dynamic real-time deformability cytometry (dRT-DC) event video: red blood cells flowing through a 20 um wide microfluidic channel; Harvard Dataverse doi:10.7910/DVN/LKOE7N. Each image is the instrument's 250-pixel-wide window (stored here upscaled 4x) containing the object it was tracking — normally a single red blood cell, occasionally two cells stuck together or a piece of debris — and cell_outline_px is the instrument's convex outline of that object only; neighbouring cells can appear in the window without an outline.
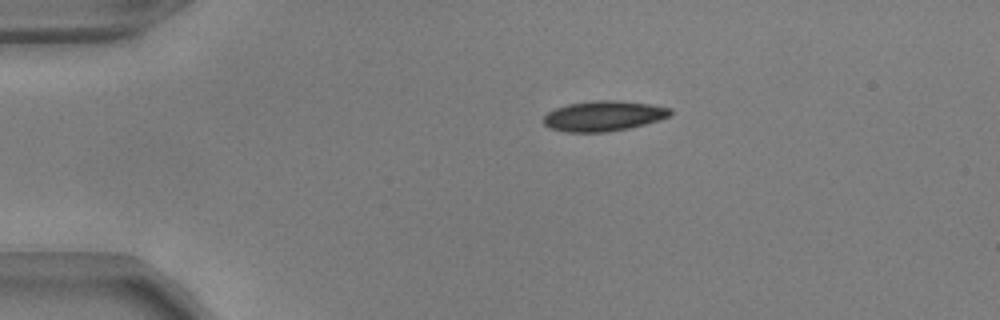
{"species": "common noctule bat (a hibernating species)", "species_latin": "Nyctalus noctula", "temperature_condition": "warm", "stored_images_in_passage": 44, "camera_frame_rate_fps": 3000, "um_per_image_px": 0.085, "animal": {"sex": "male", "body_mass_g": 17.9, "forearm_length_mm": 54.2}, "frame": {"image": 1, "passage_image": 1, "time_ms": 0.0, "image_size_px": [1000, 320], "cell_outline_px": [[672, 112], [668, 116], [660, 120], [628, 128], [608, 132], [568, 132], [552, 128], [544, 124], [544, 116], [548, 112], [556, 108], [568, 104], [596, 100], [616, 100], [652, 104], [672, 108]], "centroid_in_image_um": [51.33, 9.85], "position_along_channel_um": 33.7, "area_um2": 22.25}}
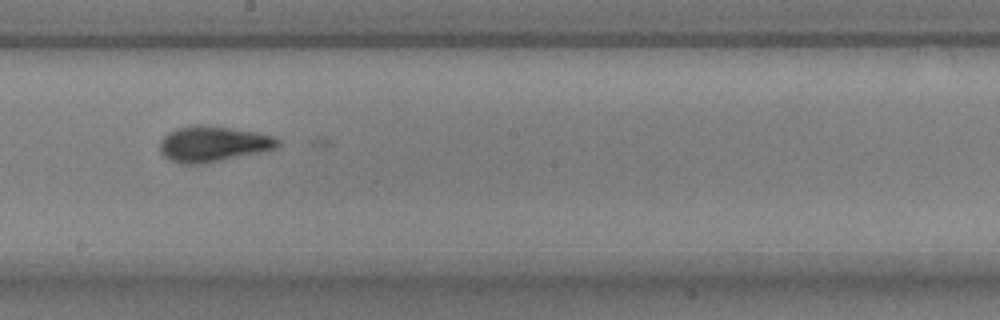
{"frame": {"image": 2, "passage_image": 20, "time_ms": 6.333, "image_size_px": [1000, 320], "cell_outline_px": [[280, 144], [276, 148], [260, 152], [208, 164], [180, 164], [168, 160], [160, 152], [160, 140], [168, 132], [176, 128], [196, 124], [200, 124], [232, 128], [256, 132], [272, 136], [280, 140]], "centroid_in_image_um": [18.08, 12.25], "position_along_channel_um": 230.1, "area_um2": 24.85}}
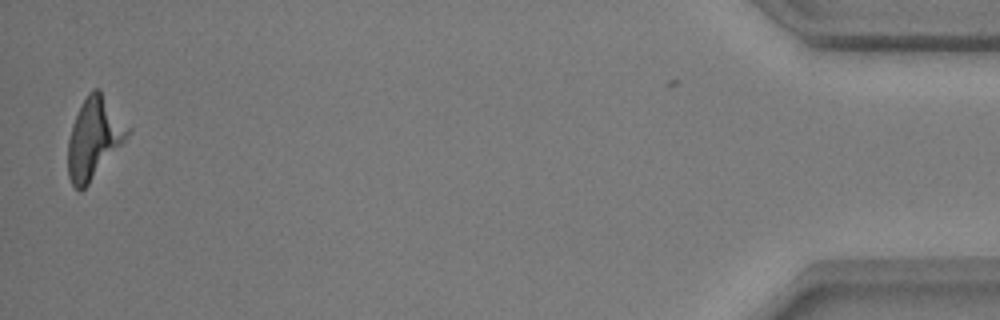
{"frame": {"image": 3, "passage_image": 42, "time_ms": 13.667, "image_size_px": [1000, 320], "cell_outline_px": [[132, 132], [88, 184], [80, 192], [72, 184], [68, 176], [68, 140], [72, 124], [88, 92], [92, 88], [100, 88], [132, 128]], "centroid_in_image_um": [8.03, 11.69], "position_along_channel_um": 427.2, "area_um2": 28.21}, "authors_computed_cell_mechanics": {"area_um2": 23.698, "velocity_mm_per_s": 3.8431, "shape_relaxation_time_tau1_ms": 0.6008, "shape_relaxation_time_tau2_ms": null, "deformation_change_tau1": 0.2292, "deformation_change_tau2": null}}